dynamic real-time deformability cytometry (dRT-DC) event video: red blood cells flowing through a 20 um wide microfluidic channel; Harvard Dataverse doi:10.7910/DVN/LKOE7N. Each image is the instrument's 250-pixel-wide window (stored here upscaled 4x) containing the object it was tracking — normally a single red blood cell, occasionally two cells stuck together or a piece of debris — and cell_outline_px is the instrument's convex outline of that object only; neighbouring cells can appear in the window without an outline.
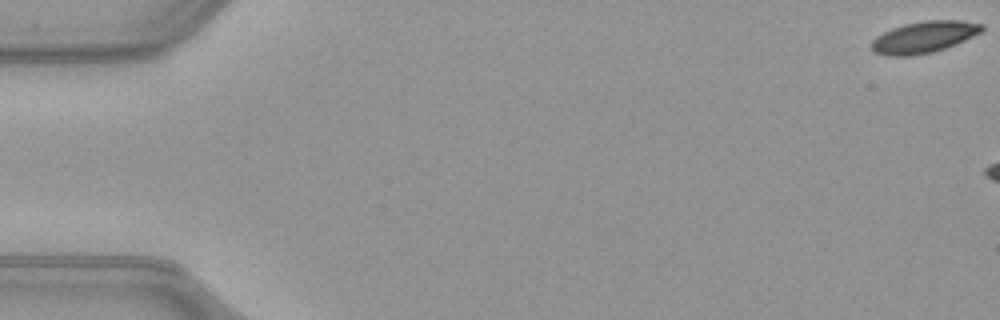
{"species": "common noctule bat (a hibernating species)", "species_latin": "Nyctalus noctula", "temperature_condition": "warm", "stored_images_in_passage": 12, "camera_frame_rate_fps": 3000, "um_per_image_px": 0.085, "animal": {"sex": "female", "body_mass_g": 21.9}, "frame": {"image": 1, "passage_image": 1, "time_ms": 0.0, "image_size_px": [1000, 320], "cell_outline_px": [[984, 28], [980, 32], [956, 44], [932, 52], [912, 56], [884, 56], [876, 52], [872, 48], [872, 40], [876, 36], [892, 28], [904, 24], [924, 20], [960, 20], [984, 24]], "centroid_in_image_um": [78.53, 3.15], "position_along_channel_um": 6.5, "area_um2": 20.23}}